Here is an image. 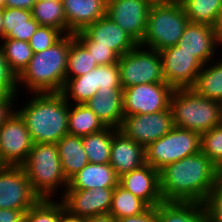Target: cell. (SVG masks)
<instances>
[{
    "mask_svg": "<svg viewBox=\"0 0 222 222\" xmlns=\"http://www.w3.org/2000/svg\"><path fill=\"white\" fill-rule=\"evenodd\" d=\"M221 173L201 151L170 163L159 171L162 199L203 203Z\"/></svg>",
    "mask_w": 222,
    "mask_h": 222,
    "instance_id": "cell-1",
    "label": "cell"
},
{
    "mask_svg": "<svg viewBox=\"0 0 222 222\" xmlns=\"http://www.w3.org/2000/svg\"><path fill=\"white\" fill-rule=\"evenodd\" d=\"M31 99L16 111L35 143L59 142L68 134L69 102L61 92L29 93Z\"/></svg>",
    "mask_w": 222,
    "mask_h": 222,
    "instance_id": "cell-2",
    "label": "cell"
},
{
    "mask_svg": "<svg viewBox=\"0 0 222 222\" xmlns=\"http://www.w3.org/2000/svg\"><path fill=\"white\" fill-rule=\"evenodd\" d=\"M69 47L70 34H66L50 48L34 53L28 66L18 76V89L22 85L30 93L62 92Z\"/></svg>",
    "mask_w": 222,
    "mask_h": 222,
    "instance_id": "cell-3",
    "label": "cell"
},
{
    "mask_svg": "<svg viewBox=\"0 0 222 222\" xmlns=\"http://www.w3.org/2000/svg\"><path fill=\"white\" fill-rule=\"evenodd\" d=\"M21 166L32 190L40 199H53L55 195L58 196L59 188L65 192L68 187V180L61 168L58 148L54 143L33 144Z\"/></svg>",
    "mask_w": 222,
    "mask_h": 222,
    "instance_id": "cell-4",
    "label": "cell"
},
{
    "mask_svg": "<svg viewBox=\"0 0 222 222\" xmlns=\"http://www.w3.org/2000/svg\"><path fill=\"white\" fill-rule=\"evenodd\" d=\"M170 108L174 126L200 135L222 123V104L197 94L192 88L174 89Z\"/></svg>",
    "mask_w": 222,
    "mask_h": 222,
    "instance_id": "cell-5",
    "label": "cell"
},
{
    "mask_svg": "<svg viewBox=\"0 0 222 222\" xmlns=\"http://www.w3.org/2000/svg\"><path fill=\"white\" fill-rule=\"evenodd\" d=\"M189 22L182 4H152L139 45L158 52L175 46Z\"/></svg>",
    "mask_w": 222,
    "mask_h": 222,
    "instance_id": "cell-6",
    "label": "cell"
},
{
    "mask_svg": "<svg viewBox=\"0 0 222 222\" xmlns=\"http://www.w3.org/2000/svg\"><path fill=\"white\" fill-rule=\"evenodd\" d=\"M201 135L174 126L145 148V162L160 171L166 165L200 152Z\"/></svg>",
    "mask_w": 222,
    "mask_h": 222,
    "instance_id": "cell-7",
    "label": "cell"
},
{
    "mask_svg": "<svg viewBox=\"0 0 222 222\" xmlns=\"http://www.w3.org/2000/svg\"><path fill=\"white\" fill-rule=\"evenodd\" d=\"M122 89L145 83L165 82L160 52L137 45L118 59Z\"/></svg>",
    "mask_w": 222,
    "mask_h": 222,
    "instance_id": "cell-8",
    "label": "cell"
},
{
    "mask_svg": "<svg viewBox=\"0 0 222 222\" xmlns=\"http://www.w3.org/2000/svg\"><path fill=\"white\" fill-rule=\"evenodd\" d=\"M173 91L166 82L138 84L123 89L124 116L152 114L168 109Z\"/></svg>",
    "mask_w": 222,
    "mask_h": 222,
    "instance_id": "cell-9",
    "label": "cell"
},
{
    "mask_svg": "<svg viewBox=\"0 0 222 222\" xmlns=\"http://www.w3.org/2000/svg\"><path fill=\"white\" fill-rule=\"evenodd\" d=\"M39 199L22 166L0 165V208L25 214Z\"/></svg>",
    "mask_w": 222,
    "mask_h": 222,
    "instance_id": "cell-10",
    "label": "cell"
},
{
    "mask_svg": "<svg viewBox=\"0 0 222 222\" xmlns=\"http://www.w3.org/2000/svg\"><path fill=\"white\" fill-rule=\"evenodd\" d=\"M32 146L26 124L14 110L0 126V165L21 166Z\"/></svg>",
    "mask_w": 222,
    "mask_h": 222,
    "instance_id": "cell-11",
    "label": "cell"
},
{
    "mask_svg": "<svg viewBox=\"0 0 222 222\" xmlns=\"http://www.w3.org/2000/svg\"><path fill=\"white\" fill-rule=\"evenodd\" d=\"M164 80L173 89L192 88L203 63L181 47L170 46L160 51Z\"/></svg>",
    "mask_w": 222,
    "mask_h": 222,
    "instance_id": "cell-12",
    "label": "cell"
},
{
    "mask_svg": "<svg viewBox=\"0 0 222 222\" xmlns=\"http://www.w3.org/2000/svg\"><path fill=\"white\" fill-rule=\"evenodd\" d=\"M174 127L171 108L152 114L124 116L119 128L126 136L146 148Z\"/></svg>",
    "mask_w": 222,
    "mask_h": 222,
    "instance_id": "cell-13",
    "label": "cell"
},
{
    "mask_svg": "<svg viewBox=\"0 0 222 222\" xmlns=\"http://www.w3.org/2000/svg\"><path fill=\"white\" fill-rule=\"evenodd\" d=\"M151 6L149 0H107L106 16L140 43Z\"/></svg>",
    "mask_w": 222,
    "mask_h": 222,
    "instance_id": "cell-14",
    "label": "cell"
},
{
    "mask_svg": "<svg viewBox=\"0 0 222 222\" xmlns=\"http://www.w3.org/2000/svg\"><path fill=\"white\" fill-rule=\"evenodd\" d=\"M114 188L65 190L60 193L65 209L81 217L109 214Z\"/></svg>",
    "mask_w": 222,
    "mask_h": 222,
    "instance_id": "cell-15",
    "label": "cell"
},
{
    "mask_svg": "<svg viewBox=\"0 0 222 222\" xmlns=\"http://www.w3.org/2000/svg\"><path fill=\"white\" fill-rule=\"evenodd\" d=\"M96 46L109 47L118 57L139 43L106 15L82 31Z\"/></svg>",
    "mask_w": 222,
    "mask_h": 222,
    "instance_id": "cell-16",
    "label": "cell"
},
{
    "mask_svg": "<svg viewBox=\"0 0 222 222\" xmlns=\"http://www.w3.org/2000/svg\"><path fill=\"white\" fill-rule=\"evenodd\" d=\"M119 184L143 200L149 207H156L163 202L159 171L149 164L123 174L119 177Z\"/></svg>",
    "mask_w": 222,
    "mask_h": 222,
    "instance_id": "cell-17",
    "label": "cell"
},
{
    "mask_svg": "<svg viewBox=\"0 0 222 222\" xmlns=\"http://www.w3.org/2000/svg\"><path fill=\"white\" fill-rule=\"evenodd\" d=\"M177 46L195 55L203 64L216 59L215 54L220 52L214 28L208 24L189 22Z\"/></svg>",
    "mask_w": 222,
    "mask_h": 222,
    "instance_id": "cell-18",
    "label": "cell"
},
{
    "mask_svg": "<svg viewBox=\"0 0 222 222\" xmlns=\"http://www.w3.org/2000/svg\"><path fill=\"white\" fill-rule=\"evenodd\" d=\"M118 177L138 169L145 162V148L113 127L110 163Z\"/></svg>",
    "mask_w": 222,
    "mask_h": 222,
    "instance_id": "cell-19",
    "label": "cell"
},
{
    "mask_svg": "<svg viewBox=\"0 0 222 222\" xmlns=\"http://www.w3.org/2000/svg\"><path fill=\"white\" fill-rule=\"evenodd\" d=\"M68 34L83 31L106 15L107 0H62Z\"/></svg>",
    "mask_w": 222,
    "mask_h": 222,
    "instance_id": "cell-20",
    "label": "cell"
},
{
    "mask_svg": "<svg viewBox=\"0 0 222 222\" xmlns=\"http://www.w3.org/2000/svg\"><path fill=\"white\" fill-rule=\"evenodd\" d=\"M85 104L105 126L119 129L124 118L123 89L99 88L96 95Z\"/></svg>",
    "mask_w": 222,
    "mask_h": 222,
    "instance_id": "cell-21",
    "label": "cell"
},
{
    "mask_svg": "<svg viewBox=\"0 0 222 222\" xmlns=\"http://www.w3.org/2000/svg\"><path fill=\"white\" fill-rule=\"evenodd\" d=\"M119 177L109 164L88 163L68 180L66 190H92L97 187L115 188Z\"/></svg>",
    "mask_w": 222,
    "mask_h": 222,
    "instance_id": "cell-22",
    "label": "cell"
},
{
    "mask_svg": "<svg viewBox=\"0 0 222 222\" xmlns=\"http://www.w3.org/2000/svg\"><path fill=\"white\" fill-rule=\"evenodd\" d=\"M2 17L3 38L28 42L40 26L32 17L31 10L5 7Z\"/></svg>",
    "mask_w": 222,
    "mask_h": 222,
    "instance_id": "cell-23",
    "label": "cell"
},
{
    "mask_svg": "<svg viewBox=\"0 0 222 222\" xmlns=\"http://www.w3.org/2000/svg\"><path fill=\"white\" fill-rule=\"evenodd\" d=\"M56 145L61 168L67 180L89 163L83 147L82 137L67 134Z\"/></svg>",
    "mask_w": 222,
    "mask_h": 222,
    "instance_id": "cell-24",
    "label": "cell"
},
{
    "mask_svg": "<svg viewBox=\"0 0 222 222\" xmlns=\"http://www.w3.org/2000/svg\"><path fill=\"white\" fill-rule=\"evenodd\" d=\"M159 222H208L203 203L162 202L157 205Z\"/></svg>",
    "mask_w": 222,
    "mask_h": 222,
    "instance_id": "cell-25",
    "label": "cell"
},
{
    "mask_svg": "<svg viewBox=\"0 0 222 222\" xmlns=\"http://www.w3.org/2000/svg\"><path fill=\"white\" fill-rule=\"evenodd\" d=\"M215 61L203 64L192 89L197 94L222 104V58Z\"/></svg>",
    "mask_w": 222,
    "mask_h": 222,
    "instance_id": "cell-26",
    "label": "cell"
},
{
    "mask_svg": "<svg viewBox=\"0 0 222 222\" xmlns=\"http://www.w3.org/2000/svg\"><path fill=\"white\" fill-rule=\"evenodd\" d=\"M98 89L97 66L79 77H66V82L61 93L69 103L84 104L96 95Z\"/></svg>",
    "mask_w": 222,
    "mask_h": 222,
    "instance_id": "cell-27",
    "label": "cell"
},
{
    "mask_svg": "<svg viewBox=\"0 0 222 222\" xmlns=\"http://www.w3.org/2000/svg\"><path fill=\"white\" fill-rule=\"evenodd\" d=\"M106 126L84 103H69L68 134L83 137L101 131Z\"/></svg>",
    "mask_w": 222,
    "mask_h": 222,
    "instance_id": "cell-28",
    "label": "cell"
},
{
    "mask_svg": "<svg viewBox=\"0 0 222 222\" xmlns=\"http://www.w3.org/2000/svg\"><path fill=\"white\" fill-rule=\"evenodd\" d=\"M113 139V127L106 126L101 131L82 137L84 150L89 163H110L111 144Z\"/></svg>",
    "mask_w": 222,
    "mask_h": 222,
    "instance_id": "cell-29",
    "label": "cell"
},
{
    "mask_svg": "<svg viewBox=\"0 0 222 222\" xmlns=\"http://www.w3.org/2000/svg\"><path fill=\"white\" fill-rule=\"evenodd\" d=\"M32 17L40 26L52 27L68 34V26L62 1L37 0L31 9Z\"/></svg>",
    "mask_w": 222,
    "mask_h": 222,
    "instance_id": "cell-30",
    "label": "cell"
},
{
    "mask_svg": "<svg viewBox=\"0 0 222 222\" xmlns=\"http://www.w3.org/2000/svg\"><path fill=\"white\" fill-rule=\"evenodd\" d=\"M148 208L149 206L143 200L118 184L114 188L109 214L120 219L140 215Z\"/></svg>",
    "mask_w": 222,
    "mask_h": 222,
    "instance_id": "cell-31",
    "label": "cell"
},
{
    "mask_svg": "<svg viewBox=\"0 0 222 222\" xmlns=\"http://www.w3.org/2000/svg\"><path fill=\"white\" fill-rule=\"evenodd\" d=\"M97 66L96 60L93 59L86 47L74 36V34H70L66 77H79Z\"/></svg>",
    "mask_w": 222,
    "mask_h": 222,
    "instance_id": "cell-32",
    "label": "cell"
},
{
    "mask_svg": "<svg viewBox=\"0 0 222 222\" xmlns=\"http://www.w3.org/2000/svg\"><path fill=\"white\" fill-rule=\"evenodd\" d=\"M2 41H0V46L4 58L7 60L10 69L18 77L28 66L34 52L28 42L11 38H3Z\"/></svg>",
    "mask_w": 222,
    "mask_h": 222,
    "instance_id": "cell-33",
    "label": "cell"
},
{
    "mask_svg": "<svg viewBox=\"0 0 222 222\" xmlns=\"http://www.w3.org/2000/svg\"><path fill=\"white\" fill-rule=\"evenodd\" d=\"M182 6L191 23L214 26L222 10V0H183Z\"/></svg>",
    "mask_w": 222,
    "mask_h": 222,
    "instance_id": "cell-34",
    "label": "cell"
},
{
    "mask_svg": "<svg viewBox=\"0 0 222 222\" xmlns=\"http://www.w3.org/2000/svg\"><path fill=\"white\" fill-rule=\"evenodd\" d=\"M65 209L63 202L54 199H39L24 215V222H60Z\"/></svg>",
    "mask_w": 222,
    "mask_h": 222,
    "instance_id": "cell-35",
    "label": "cell"
},
{
    "mask_svg": "<svg viewBox=\"0 0 222 222\" xmlns=\"http://www.w3.org/2000/svg\"><path fill=\"white\" fill-rule=\"evenodd\" d=\"M200 149L222 172V123L201 134Z\"/></svg>",
    "mask_w": 222,
    "mask_h": 222,
    "instance_id": "cell-36",
    "label": "cell"
},
{
    "mask_svg": "<svg viewBox=\"0 0 222 222\" xmlns=\"http://www.w3.org/2000/svg\"><path fill=\"white\" fill-rule=\"evenodd\" d=\"M64 34L55 28L39 26L28 41L34 53L41 52L57 43Z\"/></svg>",
    "mask_w": 222,
    "mask_h": 222,
    "instance_id": "cell-37",
    "label": "cell"
},
{
    "mask_svg": "<svg viewBox=\"0 0 222 222\" xmlns=\"http://www.w3.org/2000/svg\"><path fill=\"white\" fill-rule=\"evenodd\" d=\"M74 36L91 53V56L96 60L97 65L118 63L119 57L109 47L96 46V42L91 41L82 31L75 33Z\"/></svg>",
    "mask_w": 222,
    "mask_h": 222,
    "instance_id": "cell-38",
    "label": "cell"
},
{
    "mask_svg": "<svg viewBox=\"0 0 222 222\" xmlns=\"http://www.w3.org/2000/svg\"><path fill=\"white\" fill-rule=\"evenodd\" d=\"M208 222H222V173L203 202Z\"/></svg>",
    "mask_w": 222,
    "mask_h": 222,
    "instance_id": "cell-39",
    "label": "cell"
},
{
    "mask_svg": "<svg viewBox=\"0 0 222 222\" xmlns=\"http://www.w3.org/2000/svg\"><path fill=\"white\" fill-rule=\"evenodd\" d=\"M17 92L18 77L10 69L7 60L4 58V54L0 46V95L17 97Z\"/></svg>",
    "mask_w": 222,
    "mask_h": 222,
    "instance_id": "cell-40",
    "label": "cell"
},
{
    "mask_svg": "<svg viewBox=\"0 0 222 222\" xmlns=\"http://www.w3.org/2000/svg\"><path fill=\"white\" fill-rule=\"evenodd\" d=\"M98 85L104 89H122L118 63L98 65Z\"/></svg>",
    "mask_w": 222,
    "mask_h": 222,
    "instance_id": "cell-41",
    "label": "cell"
},
{
    "mask_svg": "<svg viewBox=\"0 0 222 222\" xmlns=\"http://www.w3.org/2000/svg\"><path fill=\"white\" fill-rule=\"evenodd\" d=\"M117 222H159L157 216V206L149 207L142 214L117 219Z\"/></svg>",
    "mask_w": 222,
    "mask_h": 222,
    "instance_id": "cell-42",
    "label": "cell"
},
{
    "mask_svg": "<svg viewBox=\"0 0 222 222\" xmlns=\"http://www.w3.org/2000/svg\"><path fill=\"white\" fill-rule=\"evenodd\" d=\"M15 100H18L15 96H2L0 95V126L6 121V119L15 110Z\"/></svg>",
    "mask_w": 222,
    "mask_h": 222,
    "instance_id": "cell-43",
    "label": "cell"
},
{
    "mask_svg": "<svg viewBox=\"0 0 222 222\" xmlns=\"http://www.w3.org/2000/svg\"><path fill=\"white\" fill-rule=\"evenodd\" d=\"M22 211L0 208V222H24Z\"/></svg>",
    "mask_w": 222,
    "mask_h": 222,
    "instance_id": "cell-44",
    "label": "cell"
},
{
    "mask_svg": "<svg viewBox=\"0 0 222 222\" xmlns=\"http://www.w3.org/2000/svg\"><path fill=\"white\" fill-rule=\"evenodd\" d=\"M37 0H5L6 7L31 10Z\"/></svg>",
    "mask_w": 222,
    "mask_h": 222,
    "instance_id": "cell-45",
    "label": "cell"
},
{
    "mask_svg": "<svg viewBox=\"0 0 222 222\" xmlns=\"http://www.w3.org/2000/svg\"><path fill=\"white\" fill-rule=\"evenodd\" d=\"M219 48H222V10L218 13L217 20L213 26Z\"/></svg>",
    "mask_w": 222,
    "mask_h": 222,
    "instance_id": "cell-46",
    "label": "cell"
},
{
    "mask_svg": "<svg viewBox=\"0 0 222 222\" xmlns=\"http://www.w3.org/2000/svg\"><path fill=\"white\" fill-rule=\"evenodd\" d=\"M60 222H86V217L71 214L69 211L64 209L61 213Z\"/></svg>",
    "mask_w": 222,
    "mask_h": 222,
    "instance_id": "cell-47",
    "label": "cell"
},
{
    "mask_svg": "<svg viewBox=\"0 0 222 222\" xmlns=\"http://www.w3.org/2000/svg\"><path fill=\"white\" fill-rule=\"evenodd\" d=\"M86 222H117V219L110 214L86 217Z\"/></svg>",
    "mask_w": 222,
    "mask_h": 222,
    "instance_id": "cell-48",
    "label": "cell"
},
{
    "mask_svg": "<svg viewBox=\"0 0 222 222\" xmlns=\"http://www.w3.org/2000/svg\"><path fill=\"white\" fill-rule=\"evenodd\" d=\"M152 4H181L183 0H149Z\"/></svg>",
    "mask_w": 222,
    "mask_h": 222,
    "instance_id": "cell-49",
    "label": "cell"
},
{
    "mask_svg": "<svg viewBox=\"0 0 222 222\" xmlns=\"http://www.w3.org/2000/svg\"><path fill=\"white\" fill-rule=\"evenodd\" d=\"M0 39H3V17H2V10H0ZM0 40V41H1Z\"/></svg>",
    "mask_w": 222,
    "mask_h": 222,
    "instance_id": "cell-50",
    "label": "cell"
},
{
    "mask_svg": "<svg viewBox=\"0 0 222 222\" xmlns=\"http://www.w3.org/2000/svg\"><path fill=\"white\" fill-rule=\"evenodd\" d=\"M5 7V0H0V10H3Z\"/></svg>",
    "mask_w": 222,
    "mask_h": 222,
    "instance_id": "cell-51",
    "label": "cell"
},
{
    "mask_svg": "<svg viewBox=\"0 0 222 222\" xmlns=\"http://www.w3.org/2000/svg\"><path fill=\"white\" fill-rule=\"evenodd\" d=\"M42 1H62V0H42Z\"/></svg>",
    "mask_w": 222,
    "mask_h": 222,
    "instance_id": "cell-52",
    "label": "cell"
}]
</instances>
